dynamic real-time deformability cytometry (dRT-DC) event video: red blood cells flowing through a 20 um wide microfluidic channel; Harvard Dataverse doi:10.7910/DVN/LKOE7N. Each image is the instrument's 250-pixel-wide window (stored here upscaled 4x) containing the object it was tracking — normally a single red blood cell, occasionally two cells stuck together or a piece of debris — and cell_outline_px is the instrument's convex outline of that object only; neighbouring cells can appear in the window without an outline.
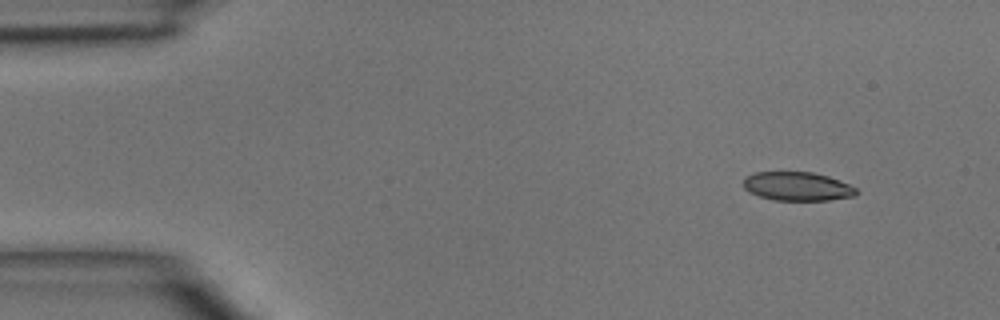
{"species": "common noctule bat (a hibernating species)", "species_latin": "Nyctalus noctula", "temperature_condition": "room temperature", "stored_images_in_passage": 4, "camera_frame_rate_fps": 3000, "um_per_image_px": 0.085, "animal": {"sex": "male", "body_mass_g": 15.6}, "frame": {"image": 1, "passage_image": 2, "time_ms": 1.0, "image_size_px": [1000, 320], "cell_outline_px": [[860, 192], [856, 196], [828, 200], [772, 200], [748, 192], [744, 188], [744, 176], [752, 172], [812, 172], [828, 176], [848, 184], [856, 188]], "centroid_in_image_um": [67.76, 15.84], "position_along_channel_um": 17.2, "area_um2": 19.07}}